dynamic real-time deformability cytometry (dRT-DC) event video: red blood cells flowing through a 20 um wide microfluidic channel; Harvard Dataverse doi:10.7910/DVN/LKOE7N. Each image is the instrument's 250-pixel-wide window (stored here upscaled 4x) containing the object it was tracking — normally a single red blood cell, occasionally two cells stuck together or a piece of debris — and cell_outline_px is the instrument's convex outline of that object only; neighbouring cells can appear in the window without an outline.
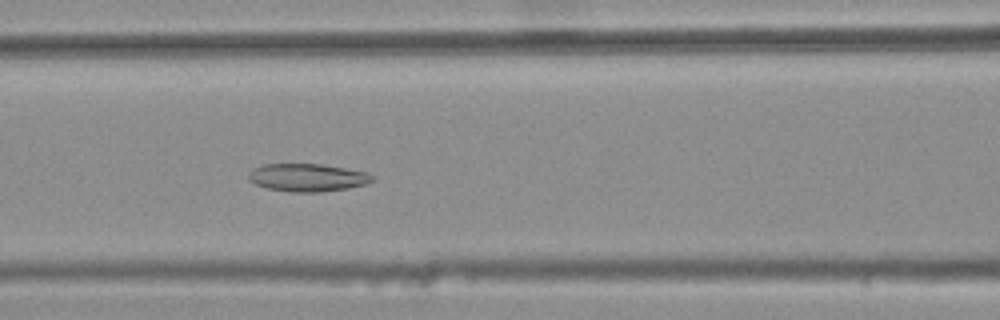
{"species": "common noctule bat (a hibernating species)", "species_latin": "Nyctalus noctula", "temperature_condition": "warm", "stored_images_in_passage": 45, "camera_frame_rate_fps": 3000, "um_per_image_px": 0.085, "animal": {"sex": "female", "body_mass_g": 25.1}, "frame": {"image": 1, "passage_image": 23, "time_ms": 7.333, "image_size_px": [1000, 320], "cell_outline_px": [[372, 180], [368, 184], [348, 188], [320, 192], [288, 192], [268, 188], [256, 184], [248, 180], [248, 172], [252, 168], [264, 164], [320, 164], [368, 172], [372, 176]], "centroid_in_image_um": [26.1, 15.09], "position_along_channel_um": 140.5, "area_um2": 20.11}}
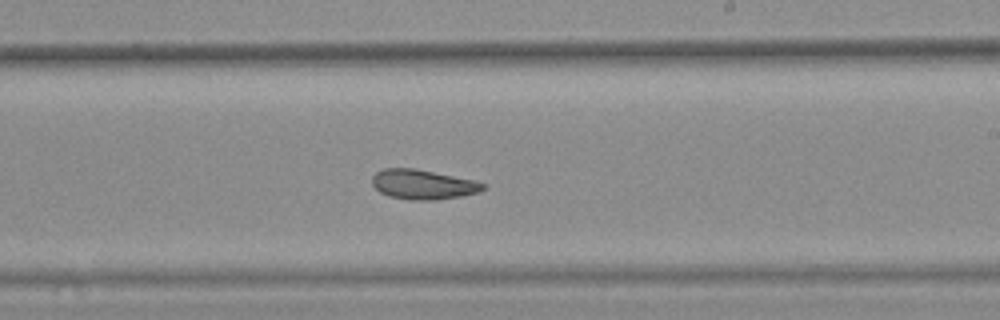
{"frame": {"image": 2, "passage_image": 32, "time_ms": 10.333, "image_size_px": [1000, 320], "cell_outline_px": [[488, 188], [480, 192], [460, 196], [436, 200], [408, 200], [388, 196], [380, 192], [372, 184], [372, 176], [376, 172], [384, 168], [416, 168], [476, 180], [488, 184]], "centroid_in_image_um": [36.0, 15.67], "position_along_channel_um": 253.0, "area_um2": 19.59}}
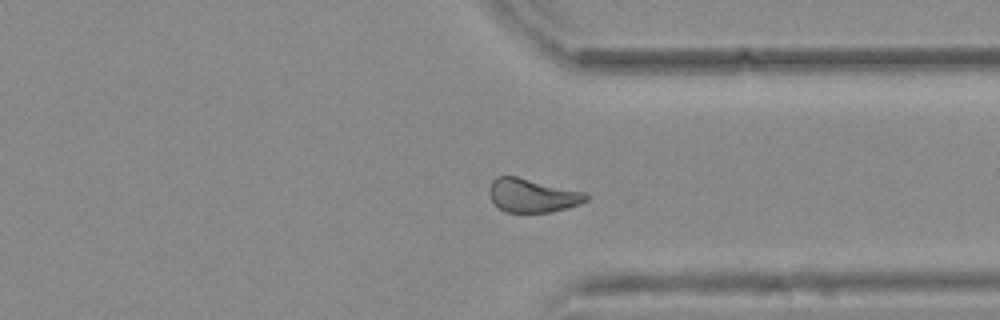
{"frame": {"image": 3, "passage_image": 41, "time_ms": 13.333, "image_size_px": [1000, 320], "cell_outline_px": [[588, 200], [580, 204], [568, 208], [552, 212], [504, 212], [492, 200], [488, 192], [488, 188], [492, 180], [496, 176], [516, 176], [584, 192], [588, 196]], "centroid_in_image_um": [45.24, 16.61], "position_along_channel_um": 366.2, "area_um2": 18.96}, "authors_computed_cell_mechanics": {"area_um2": 20.1144, "velocity_mm_per_s": 3.7661, "shape_relaxation_time_tau1_ms": null, "shape_relaxation_time_tau2_ms": 5.2823, "deformation_change_tau1": null, "deformation_change_tau2": 0.1211}}